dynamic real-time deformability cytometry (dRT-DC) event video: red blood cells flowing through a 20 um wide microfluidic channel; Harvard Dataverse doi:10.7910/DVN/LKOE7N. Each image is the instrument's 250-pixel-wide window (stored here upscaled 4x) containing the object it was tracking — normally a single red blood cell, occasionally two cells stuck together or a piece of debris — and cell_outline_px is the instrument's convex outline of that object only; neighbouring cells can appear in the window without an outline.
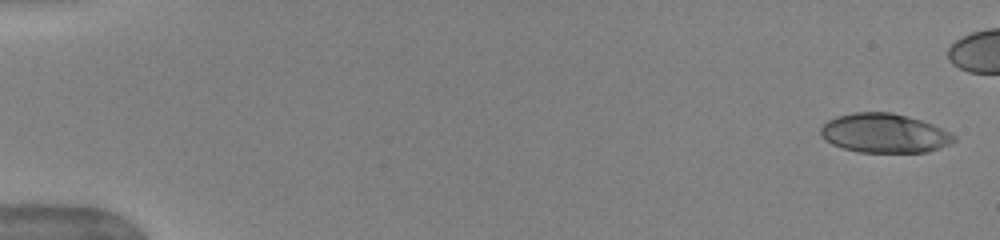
{"species": "human", "species_latin": "Homo sapiens", "temperature_condition": "warm", "stored_images_in_passage": 20, "camera_frame_rate_fps": 3000, "um_per_image_px": 0.085, "donor": {"sex": "female"}, "frame": {"image": 1, "passage_image": 1, "time_ms": 0.0, "image_size_px": [1000, 240], "cell_outline_px": [[956, 140], [952, 144], [928, 152], [860, 152], [844, 148], [832, 144], [824, 140], [820, 136], [820, 128], [828, 120], [836, 116], [852, 112], [892, 112], [908, 116], [932, 124], [956, 136]], "centroid_in_image_um": [75.16, 11.32], "position_along_channel_um": 9.8, "area_um2": 30.58}}